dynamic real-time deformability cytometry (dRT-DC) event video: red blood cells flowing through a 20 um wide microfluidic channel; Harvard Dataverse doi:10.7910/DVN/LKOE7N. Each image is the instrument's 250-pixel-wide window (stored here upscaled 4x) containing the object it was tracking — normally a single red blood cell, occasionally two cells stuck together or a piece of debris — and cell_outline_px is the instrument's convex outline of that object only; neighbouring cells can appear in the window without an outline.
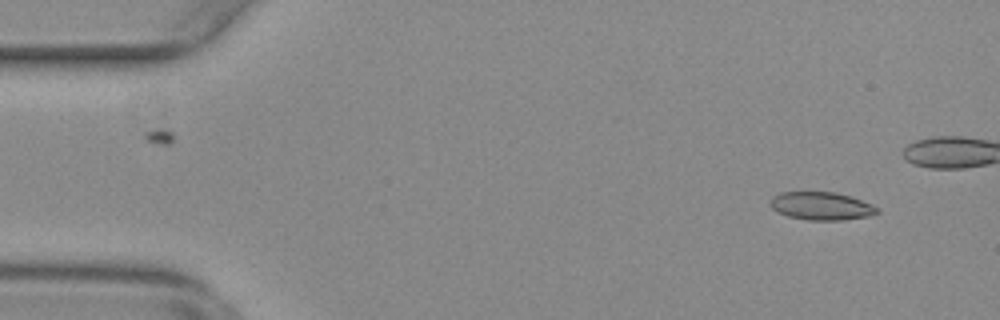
{"species": "common noctule bat (a hibernating species)", "species_latin": "Nyctalus noctula", "temperature_condition": "warm", "stored_images_in_passage": 44, "camera_frame_rate_fps": 3000, "um_per_image_px": 0.085, "animal": {"sex": "female", "body_mass_g": 29.2, "forearm_length_mm": 56.3}, "frame": {"image": 1, "passage_image": 4, "time_ms": 1.0, "image_size_px": [1000, 320], "cell_outline_px": [[880, 212], [872, 216], [840, 220], [808, 220], [788, 216], [776, 212], [768, 204], [772, 196], [780, 192], [836, 192], [872, 204], [880, 208]], "centroid_in_image_um": [69.81, 17.51], "position_along_channel_um": 15.2, "area_um2": 17.63}}
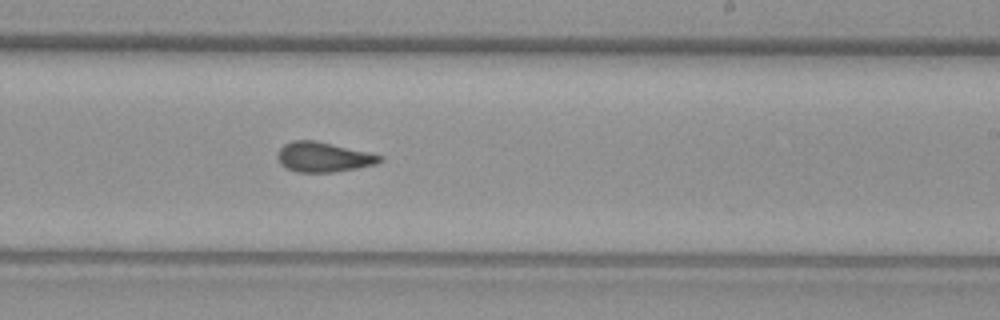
{"frame": {"image": 2, "passage_image": 32, "time_ms": 10.333, "image_size_px": [1000, 320], "cell_outline_px": [[384, 160], [376, 164], [356, 168], [332, 172], [296, 172], [280, 164], [276, 156], [280, 148], [284, 144], [292, 140], [316, 140], [368, 152], [384, 156]], "centroid_in_image_um": [27.48, 13.34], "position_along_channel_um": 261.5, "area_um2": 17.86}}
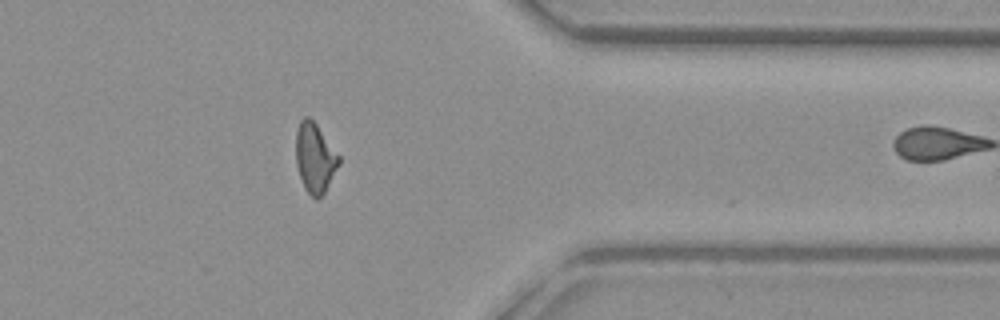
{"frame": {"image": 3, "passage_image": 43, "time_ms": 14.0, "image_size_px": [1000, 320], "cell_outline_px": [[340, 164], [324, 192], [316, 200], [304, 188], [296, 164], [296, 132], [300, 120], [304, 116], [308, 116], [316, 124], [340, 156]], "centroid_in_image_um": [26.76, 13.41], "position_along_channel_um": 384.6, "area_um2": 17.28}}